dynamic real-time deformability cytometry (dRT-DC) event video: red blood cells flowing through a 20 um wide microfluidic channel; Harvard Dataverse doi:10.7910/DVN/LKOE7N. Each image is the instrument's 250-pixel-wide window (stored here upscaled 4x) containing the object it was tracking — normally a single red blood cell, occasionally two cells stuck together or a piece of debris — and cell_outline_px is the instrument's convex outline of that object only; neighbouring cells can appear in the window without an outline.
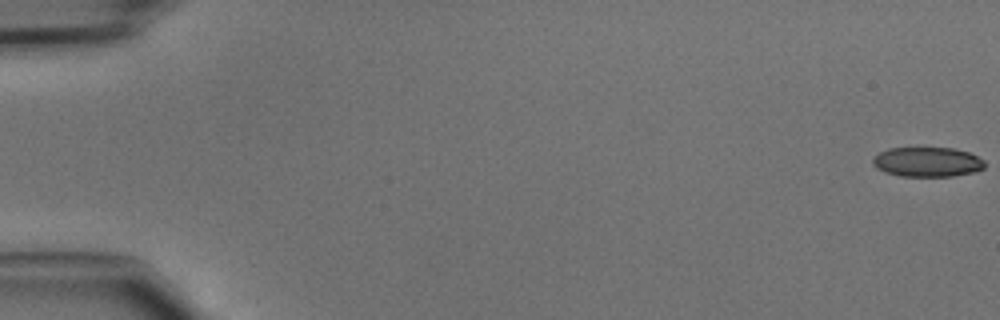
{"species": "common noctule bat (a hibernating species)", "species_latin": "Nyctalus noctula", "temperature_condition": "cold", "stored_images_in_passage": 47, "camera_frame_rate_fps": 3000, "um_per_image_px": 0.085, "animal": {"sex": "male", "body_mass_g": 15.6}, "frame": {"image": 1, "passage_image": 1, "time_ms": 0.0, "image_size_px": [1000, 320], "cell_outline_px": [[984, 168], [972, 172], [952, 176], [900, 176], [884, 172], [876, 168], [872, 164], [872, 160], [880, 152], [888, 148], [952, 148], [968, 152], [984, 160]], "centroid_in_image_um": [78.79, 13.77], "position_along_channel_um": 6.2, "area_um2": 19.25}}
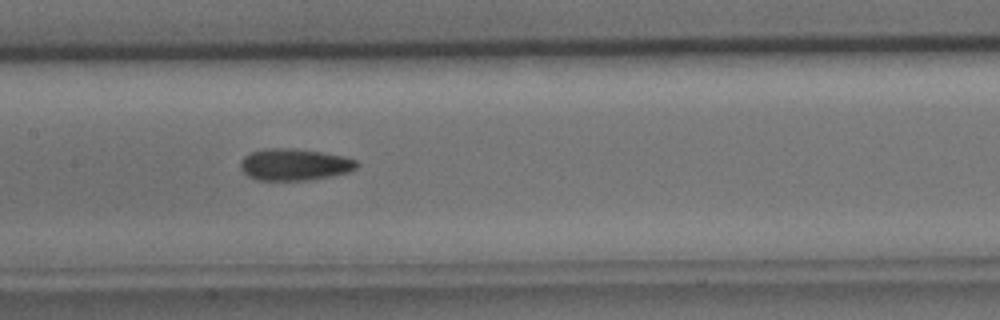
{"frame": {"image": 2, "passage_image": 24, "time_ms": 7.667, "image_size_px": [1000, 320], "cell_outline_px": [[360, 164], [356, 168], [348, 172], [308, 180], [256, 180], [248, 176], [240, 168], [240, 160], [244, 156], [252, 152], [264, 148], [296, 148], [344, 156], [356, 160]], "centroid_in_image_um": [25.01, 13.98], "position_along_channel_um": 182.4, "area_um2": 21.56}}
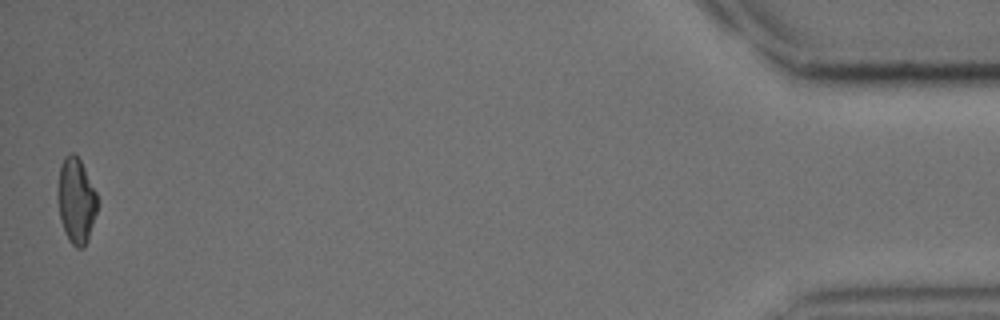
{"frame": {"image": 3, "passage_image": 47, "time_ms": 15.333, "image_size_px": [1000, 320], "cell_outline_px": [[100, 200], [88, 240], [84, 248], [76, 248], [68, 240], [64, 232], [60, 220], [56, 196], [60, 164], [64, 156], [68, 152], [76, 152]], "centroid_in_image_um": [6.46, 17.04], "position_along_channel_um": 428.7, "area_um2": 20.35}}